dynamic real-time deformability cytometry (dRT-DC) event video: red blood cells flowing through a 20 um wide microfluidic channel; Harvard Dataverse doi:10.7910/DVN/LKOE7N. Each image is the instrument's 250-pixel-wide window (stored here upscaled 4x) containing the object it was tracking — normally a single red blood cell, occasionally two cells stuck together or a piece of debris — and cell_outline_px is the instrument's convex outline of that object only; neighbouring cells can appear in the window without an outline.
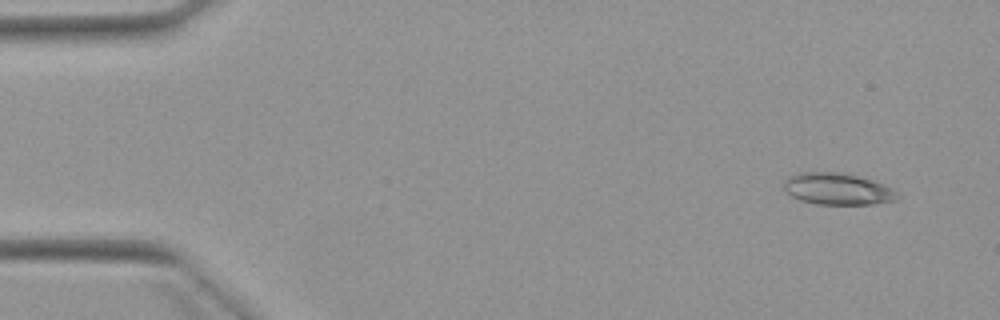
{"species": "Egyptian fruit bat (a non-hibernating species)", "species_latin": "Rousettus aegyptiacus", "temperature_condition": "warm", "stored_images_in_passage": 5, "camera_frame_rate_fps": 3000, "um_per_image_px": 0.085, "animal": {"sex": "female"}, "frame": {"image": 1, "passage_image": 5, "time_ms": 5.333, "image_size_px": [1000, 320], "cell_outline_px": [[900, 196], [896, 200], [872, 204], [816, 204], [800, 200], [792, 196], [784, 188], [784, 180], [788, 176], [800, 172], [836, 172], [856, 176], [872, 180], [892, 188]], "centroid_in_image_um": [71.17, 16.06], "position_along_channel_um": 13.8, "area_um2": 20.81}}